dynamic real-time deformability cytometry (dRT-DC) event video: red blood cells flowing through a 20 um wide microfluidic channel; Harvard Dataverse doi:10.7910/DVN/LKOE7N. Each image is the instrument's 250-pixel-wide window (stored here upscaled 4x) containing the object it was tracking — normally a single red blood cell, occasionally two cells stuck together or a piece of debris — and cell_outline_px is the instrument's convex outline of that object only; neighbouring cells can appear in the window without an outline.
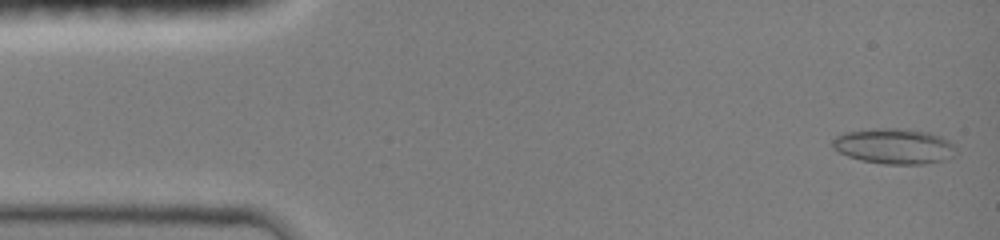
{"species": "common noctule bat (a hibernating species)", "species_latin": "Nyctalus noctula", "temperature_condition": "room temperature", "stored_images_in_passage": 43, "camera_frame_rate_fps": 3000, "um_per_image_px": 0.085, "animal": {"sex": "female", "body_mass_g": 19.0, "forearm_length_mm": 51.5}, "frame": {"image": 1, "passage_image": 2, "time_ms": 0.333, "image_size_px": [1000, 240], "cell_outline_px": [[956, 148], [940, 160], [920, 164], [884, 164], [864, 160], [848, 156], [840, 152], [832, 144], [832, 140], [836, 136], [844, 132], [876, 128], [900, 128], [928, 132], [940, 136], [948, 140]], "centroid_in_image_um": [75.93, 12.4], "position_along_channel_um": 9.1, "area_um2": 24.8}}
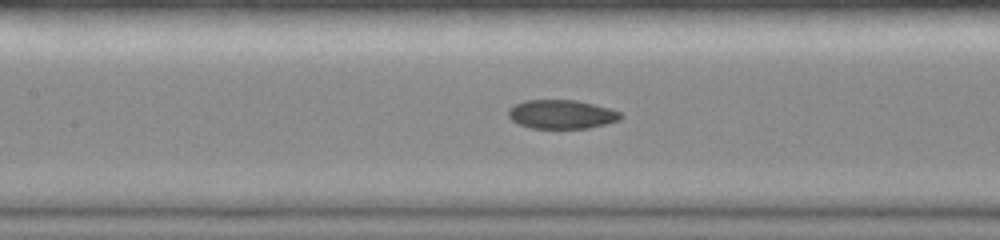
{"frame": {"image": 2, "passage_image": 21, "time_ms": 6.667, "image_size_px": [1000, 240], "cell_outline_px": [[624, 116], [620, 120], [588, 128], [532, 128], [520, 124], [512, 120], [508, 116], [508, 112], [516, 104], [524, 100], [576, 100], [608, 108], [620, 112]], "centroid_in_image_um": [47.75, 9.71], "position_along_channel_um": 159.6, "area_um2": 18.67}}
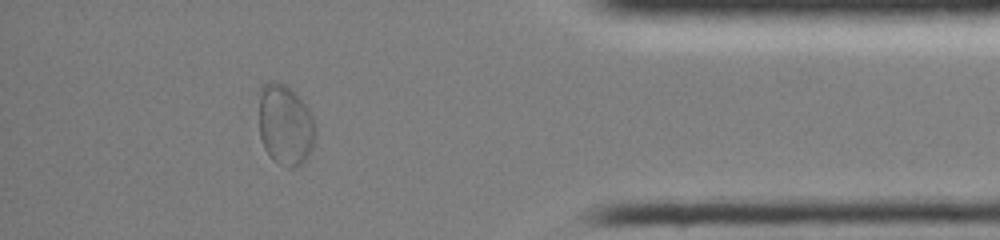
{"frame": {"image": 3, "passage_image": 38, "time_ms": 13.333, "image_size_px": [1000, 240], "cell_outline_px": [[316, 132], [312, 148], [304, 164], [296, 168], [288, 168], [276, 164], [272, 160], [264, 148], [260, 136], [260, 88], [268, 80], [272, 80], [284, 84], [308, 108], [316, 124]], "centroid_in_image_um": [24.26, 10.68], "position_along_channel_um": 410.9, "area_um2": 26.82}, "authors_computed_cell_mechanics": {"area_um2": 20.6346, "velocity_mm_per_s": 4.1217, "shape_relaxation_time_tau1_ms": null, "shape_relaxation_time_tau2_ms": 1.4867, "deformation_change_tau1": null, "deformation_change_tau2": 0.0388}}